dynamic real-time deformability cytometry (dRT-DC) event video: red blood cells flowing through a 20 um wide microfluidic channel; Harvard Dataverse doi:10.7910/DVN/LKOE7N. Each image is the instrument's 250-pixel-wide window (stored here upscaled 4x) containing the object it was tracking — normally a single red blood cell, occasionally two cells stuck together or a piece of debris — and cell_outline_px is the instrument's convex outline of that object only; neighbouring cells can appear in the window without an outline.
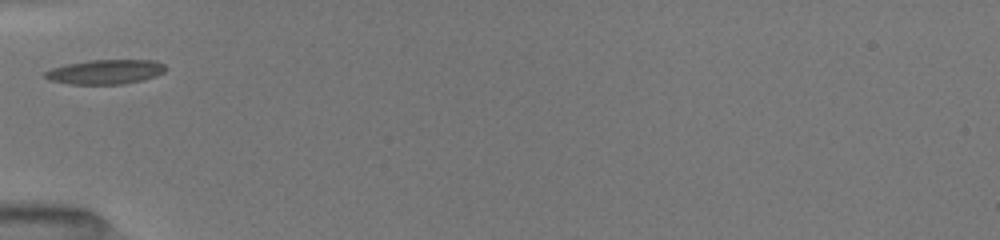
{"species": "common noctule bat (a hibernating species)", "species_latin": "Nyctalus noctula", "temperature_condition": "room temperature", "stored_images_in_passage": 7, "camera_frame_rate_fps": 3000, "um_per_image_px": 0.085, "animal": {"sex": "female", "body_mass_g": 19.5, "forearm_length_mm": 54.1}, "frame": {"image": 1, "passage_image": 1, "time_ms": 0.0, "image_size_px": [1000, 240], "cell_outline_px": [[164, 72], [156, 76], [124, 84], [72, 84], [48, 80], [44, 76], [44, 72], [52, 68], [68, 64], [88, 60], [156, 60], [164, 64]], "centroid_in_image_um": [8.95, 6.1], "position_along_channel_um": 76.1, "area_um2": 17.11}}
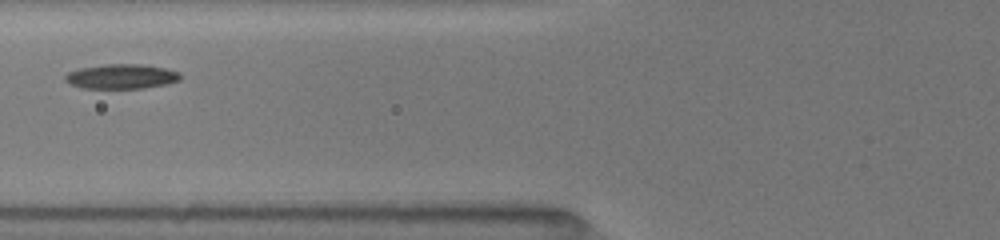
{"frame": {"image": 2, "passage_image": 3, "time_ms": 1.0, "image_size_px": [1000, 240], "cell_outline_px": [[180, 80], [168, 84], [144, 88], [84, 88], [72, 84], [64, 80], [64, 76], [68, 72], [80, 68], [108, 64], [140, 64], [164, 68], [180, 72]], "centroid_in_image_um": [10.34, 6.5], "position_along_channel_um": 115.5, "area_um2": 16.47}}
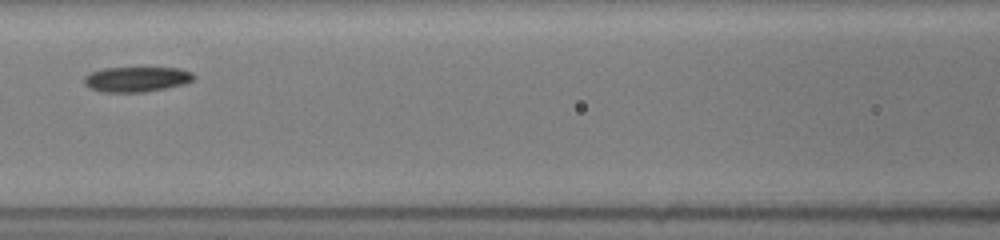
{"frame": {"image": 3, "passage_image": 5, "time_ms": 2.0, "image_size_px": [1000, 240], "cell_outline_px": [[196, 76], [192, 80], [184, 84], [144, 92], [100, 92], [88, 88], [84, 84], [84, 76], [92, 72], [104, 68], [180, 68], [192, 72]], "centroid_in_image_um": [11.59, 6.74], "position_along_channel_um": 155.0, "area_um2": 16.07}}